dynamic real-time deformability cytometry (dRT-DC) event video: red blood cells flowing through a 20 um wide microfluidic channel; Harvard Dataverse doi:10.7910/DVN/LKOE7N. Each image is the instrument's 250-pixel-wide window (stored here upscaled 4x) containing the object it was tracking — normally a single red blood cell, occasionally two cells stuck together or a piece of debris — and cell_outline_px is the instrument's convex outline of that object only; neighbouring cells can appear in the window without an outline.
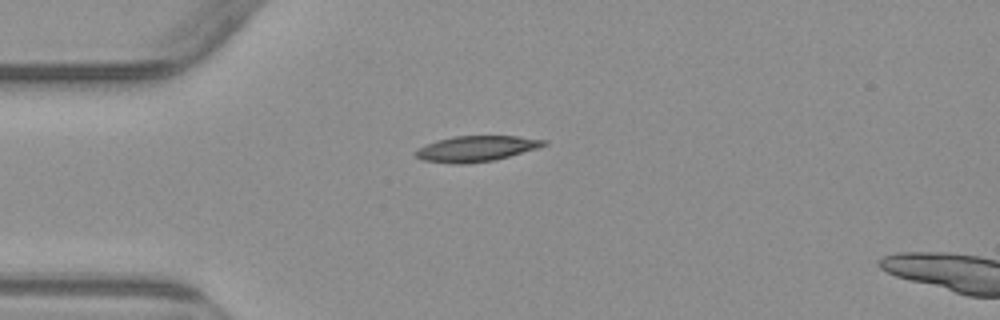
{"species": "common noctule bat (a hibernating species)", "species_latin": "Nyctalus noctula", "temperature_condition": "warm", "stored_images_in_passage": 4, "camera_frame_rate_fps": 3000, "um_per_image_px": 0.085, "animal": {"sex": "male", "body_mass_g": 23.1, "forearm_length_mm": 52.7}, "frame": {"image": 1, "passage_image": 4, "time_ms": 4.333, "image_size_px": [1000, 320], "cell_outline_px": [[548, 144], [536, 148], [508, 156], [492, 160], [464, 164], [452, 164], [424, 160], [416, 156], [412, 152], [436, 140], [452, 136], [520, 136], [548, 140]], "centroid_in_image_um": [40.47, 12.62], "position_along_channel_um": 44.5, "area_um2": 19.02}}